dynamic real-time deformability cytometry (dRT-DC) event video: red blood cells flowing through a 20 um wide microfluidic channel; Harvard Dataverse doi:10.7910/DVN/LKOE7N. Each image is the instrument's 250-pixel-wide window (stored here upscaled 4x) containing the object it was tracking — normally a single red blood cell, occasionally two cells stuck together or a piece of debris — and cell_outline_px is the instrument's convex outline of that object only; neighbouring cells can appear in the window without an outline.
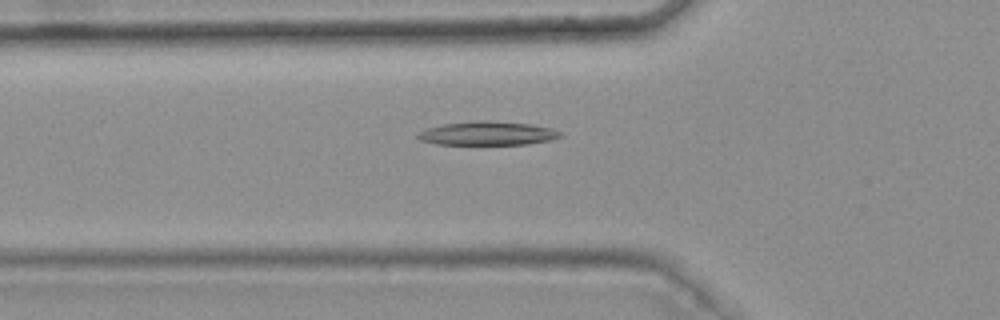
{"species": "common noctule bat (a hibernating species)", "species_latin": "Nyctalus noctula", "temperature_condition": "warm", "stored_images_in_passage": 33, "camera_frame_rate_fps": 3000, "um_per_image_px": 0.085, "animal": {"sex": "female", "body_mass_g": 25.1}, "frame": {"image": 1, "passage_image": 3, "time_ms": 0.667, "image_size_px": [1000, 320], "cell_outline_px": [[560, 136], [552, 140], [528, 144], [436, 144], [420, 140], [416, 136], [424, 128], [444, 124], [476, 120], [488, 120], [532, 124], [552, 128], [560, 132]], "centroid_in_image_um": [41.43, 11.32], "position_along_channel_um": 84.4, "area_um2": 19.77}}
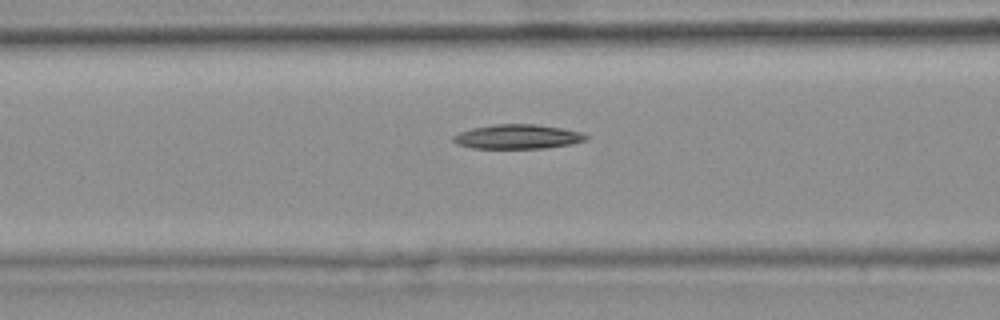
{"frame": {"image": 2, "passage_image": 6, "time_ms": 1.667, "image_size_px": [1000, 320], "cell_outline_px": [[588, 140], [572, 144], [544, 148], [472, 148], [456, 144], [452, 140], [452, 136], [460, 132], [472, 128], [496, 124], [536, 124], [560, 128], [580, 132], [588, 136]], "centroid_in_image_um": [43.99, 11.62], "position_along_channel_um": 122.6, "area_um2": 18.84}}
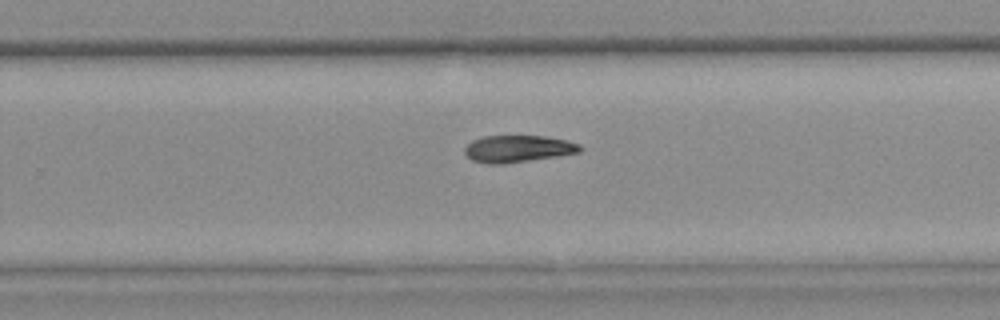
{"frame": {"image": 3, "passage_image": 19, "time_ms": 6.0, "image_size_px": [1000, 320], "cell_outline_px": [[584, 148], [580, 152], [556, 156], [500, 164], [488, 164], [472, 160], [464, 152], [464, 148], [472, 140], [484, 136], [544, 136], [564, 140], [580, 144]], "centroid_in_image_um": [44.01, 12.64], "position_along_channel_um": 285.8, "area_um2": 17.92}}